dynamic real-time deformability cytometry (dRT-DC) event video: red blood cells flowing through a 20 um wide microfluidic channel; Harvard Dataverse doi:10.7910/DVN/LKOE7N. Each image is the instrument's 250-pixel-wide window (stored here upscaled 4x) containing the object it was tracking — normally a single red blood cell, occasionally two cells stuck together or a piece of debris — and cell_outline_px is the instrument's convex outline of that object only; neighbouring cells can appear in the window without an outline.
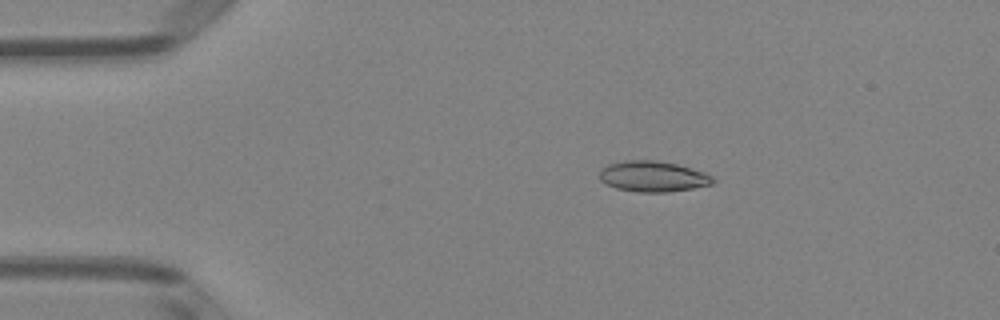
{"species": "Egyptian fruit bat (a non-hibernating species)", "species_latin": "Rousettus aegyptiacus", "temperature_condition": "room temperature", "stored_images_in_passage": 43, "camera_frame_rate_fps": 3000, "um_per_image_px": 0.085, "animal": {"sex": "female"}, "frame": {"image": 1, "passage_image": 2, "time_ms": 0.333, "image_size_px": [1000, 320], "cell_outline_px": [[716, 180], [712, 184], [692, 188], [668, 192], [636, 192], [616, 188], [600, 180], [600, 168], [608, 164], [624, 160], [656, 160], [676, 164], [704, 172], [712, 176]], "centroid_in_image_um": [55.49, 14.99], "position_along_channel_um": 29.5, "area_um2": 20.29}}
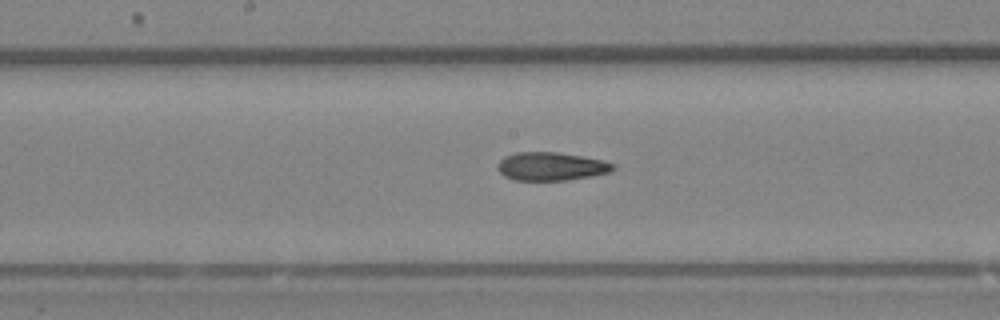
{"frame": {"image": 2, "passage_image": 19, "time_ms": 6.0, "image_size_px": [1000, 320], "cell_outline_px": [[616, 168], [608, 172], [592, 176], [568, 180], [512, 180], [504, 176], [496, 168], [496, 164], [504, 156], [516, 152], [556, 152], [604, 160], [616, 164]], "centroid_in_image_um": [46.82, 14.14], "position_along_channel_um": 201.4, "area_um2": 19.19}}
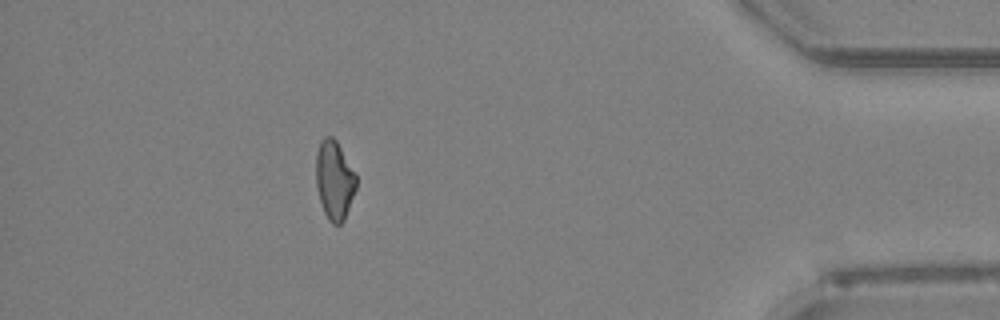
{"frame": {"image": 3, "passage_image": 38, "time_ms": 12.333, "image_size_px": [1000, 320], "cell_outline_px": [[356, 188], [344, 220], [340, 224], [332, 224], [328, 220], [324, 212], [320, 200], [316, 184], [316, 152], [320, 140], [324, 136], [332, 136], [336, 140], [356, 172]], "centroid_in_image_um": [28.42, 15.28], "position_along_channel_um": 406.8, "area_um2": 18.61}, "authors_computed_cell_mechanics": {"area_um2": 19.3052, "velocity_mm_per_s": 4.0183, "shape_relaxation_time_tau1_ms": 7.3936, "shape_relaxation_time_tau2_ms": 1.7107, "deformation_change_tau1": 0.2009, "deformation_change_tau2": 0.0971}}